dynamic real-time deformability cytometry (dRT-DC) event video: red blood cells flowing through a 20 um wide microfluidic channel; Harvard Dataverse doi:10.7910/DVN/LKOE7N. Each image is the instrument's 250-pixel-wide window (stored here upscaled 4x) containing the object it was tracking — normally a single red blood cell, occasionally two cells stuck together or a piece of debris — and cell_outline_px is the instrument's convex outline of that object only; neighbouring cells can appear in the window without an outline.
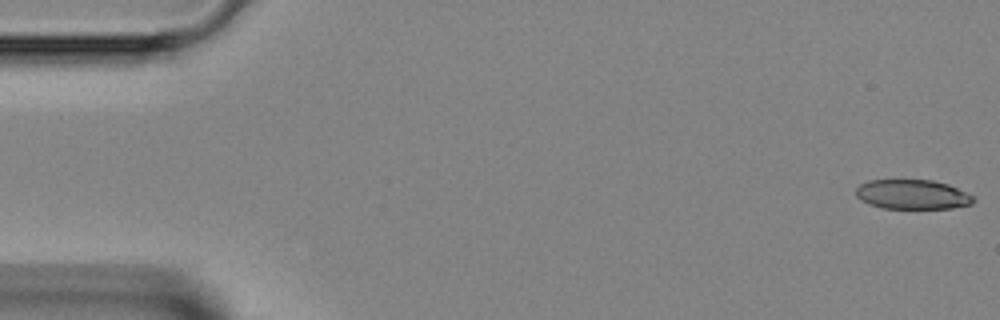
{"species": "Egyptian fruit bat (a non-hibernating species)", "species_latin": "Rousettus aegyptiacus", "temperature_condition": "room temperature", "stored_images_in_passage": 4, "camera_frame_rate_fps": 3000, "um_per_image_px": 0.085, "animal": {"sex": "female"}, "frame": {"image": 1, "passage_image": 1, "time_ms": 0.0, "image_size_px": [1000, 320], "cell_outline_px": [[976, 200], [972, 204], [952, 208], [884, 208], [860, 200], [856, 196], [856, 188], [860, 184], [868, 180], [932, 180], [948, 184], [976, 196]], "centroid_in_image_um": [77.6, 16.52], "position_along_channel_um": 7.4, "area_um2": 20.29}}